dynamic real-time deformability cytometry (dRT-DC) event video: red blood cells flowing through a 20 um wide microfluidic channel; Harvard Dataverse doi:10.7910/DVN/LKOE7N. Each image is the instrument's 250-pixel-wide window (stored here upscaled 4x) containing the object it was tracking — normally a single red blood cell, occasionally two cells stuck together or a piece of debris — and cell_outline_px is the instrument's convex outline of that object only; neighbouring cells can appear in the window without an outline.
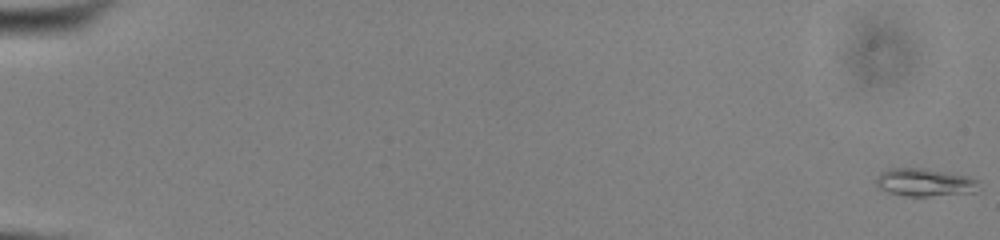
{"species": "common noctule bat (a hibernating species)", "species_latin": "Nyctalus noctula", "temperature_condition": "cold", "stored_images_in_passage": 55, "camera_frame_rate_fps": 3000, "um_per_image_px": 0.085, "animal": {"sex": "male", "body_mass_g": 13.0, "forearm_length_mm": 53.1}, "frame": {"image": 1, "passage_image": 1, "time_ms": 0.0, "image_size_px": [1000, 240], "cell_outline_px": [[980, 188], [976, 192], [928, 196], [904, 196], [888, 192], [880, 188], [876, 184], [876, 176], [880, 172], [888, 168], [924, 168], [968, 176], [976, 180]], "centroid_in_image_um": [78.57, 15.5], "position_along_channel_um": 6.4, "area_um2": 16.7}}
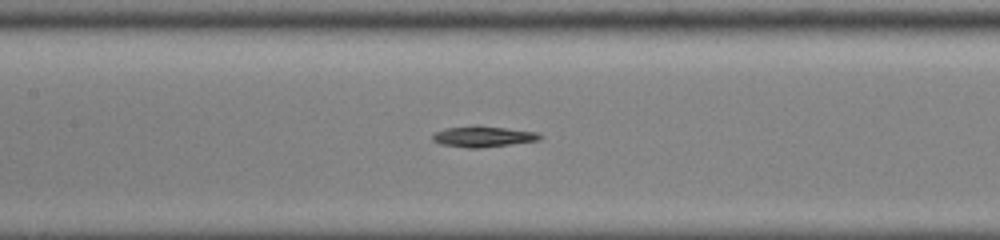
{"frame": {"image": 2, "passage_image": 28, "time_ms": 9.0, "image_size_px": [1000, 240], "cell_outline_px": [[544, 136], [540, 140], [512, 144], [480, 148], [468, 148], [440, 144], [432, 140], [432, 136], [436, 132], [444, 128], [476, 124], [536, 132]], "centroid_in_image_um": [41.05, 11.59], "position_along_channel_um": 166.3, "area_um2": 13.29}}
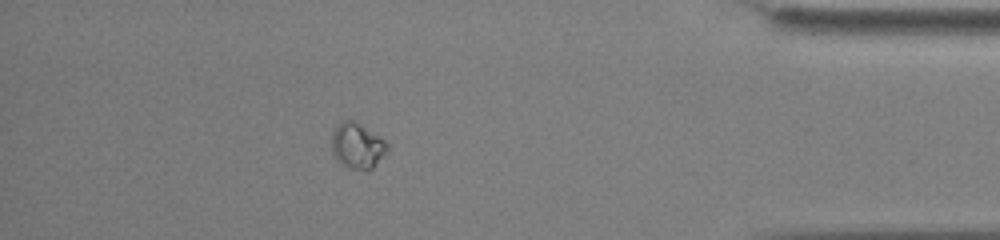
{"frame": {"image": 3, "passage_image": 49, "time_ms": 16.0, "image_size_px": [1000, 240], "cell_outline_px": [[388, 148], [372, 168], [368, 172], [348, 168], [340, 164], [336, 160], [332, 152], [332, 132], [344, 120], [352, 120], [384, 140], [388, 144]], "centroid_in_image_um": [30.33, 12.45], "position_along_channel_um": 404.9, "area_um2": 14.51}, "authors_computed_cell_mechanics": {"area_um2": 13.4096, "velocity_mm_per_s": 3.8989, "shape_relaxation_time_tau1_ms": 3.8213, "shape_relaxation_time_tau2_ms": 6.2233, "deformation_change_tau1": 0.0565, "deformation_change_tau2": 0.0635}}